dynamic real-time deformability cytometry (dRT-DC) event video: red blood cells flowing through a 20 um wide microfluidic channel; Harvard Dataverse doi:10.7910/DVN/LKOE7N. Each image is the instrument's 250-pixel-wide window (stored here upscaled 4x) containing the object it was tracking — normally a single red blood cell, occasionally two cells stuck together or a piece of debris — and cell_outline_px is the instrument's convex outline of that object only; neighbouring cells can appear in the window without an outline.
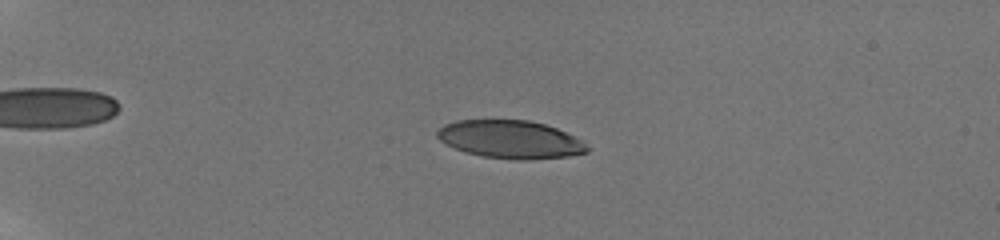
{"species": "human", "species_latin": "Homo sapiens", "temperature_condition": "room temperature", "stored_images_in_passage": 13, "camera_frame_rate_fps": 3000, "um_per_image_px": 0.085, "donor": {"sex": "male"}, "frame": {"image": 1, "passage_image": 6, "time_ms": 5.0, "image_size_px": [1000, 240], "cell_outline_px": [[588, 152], [568, 156], [528, 160], [516, 160], [484, 156], [464, 152], [440, 140], [436, 136], [436, 132], [444, 124], [456, 120], [528, 120], [544, 124], [556, 128], [584, 140], [588, 148]], "centroid_in_image_um": [43.4, 11.85], "position_along_channel_um": 41.6, "area_um2": 33.18}}